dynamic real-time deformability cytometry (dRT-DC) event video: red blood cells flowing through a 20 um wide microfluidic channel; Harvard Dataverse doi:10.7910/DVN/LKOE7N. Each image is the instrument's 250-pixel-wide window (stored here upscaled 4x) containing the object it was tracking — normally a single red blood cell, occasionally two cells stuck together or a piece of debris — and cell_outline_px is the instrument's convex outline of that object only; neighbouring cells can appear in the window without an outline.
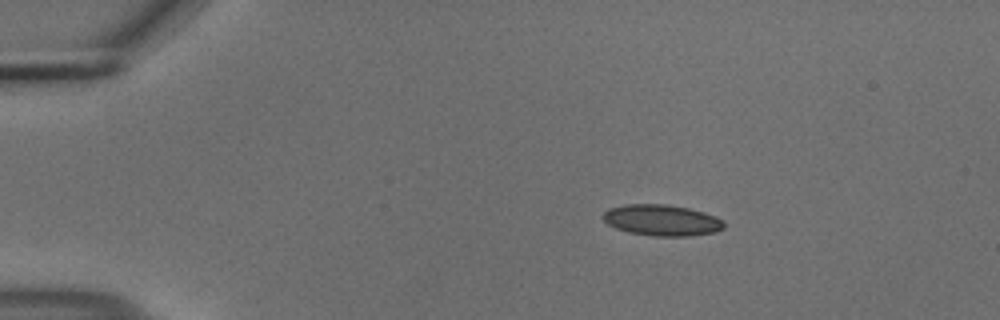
{"species": "common noctule bat (a hibernating species)", "species_latin": "Nyctalus noctula", "temperature_condition": "cold", "stored_images_in_passage": 46, "camera_frame_rate_fps": 3000, "um_per_image_px": 0.085, "animal": {"sex": "male", "body_mass_g": 18.8}, "frame": {"image": 1, "passage_image": 1, "time_ms": 0.0, "image_size_px": [1000, 320], "cell_outline_px": [[724, 228], [716, 232], [688, 236], [652, 236], [628, 232], [616, 228], [608, 224], [600, 216], [608, 208], [624, 204], [668, 204], [688, 208], [704, 212], [716, 216], [724, 220]], "centroid_in_image_um": [56.25, 18.71], "position_along_channel_um": 28.8, "area_um2": 22.2}}
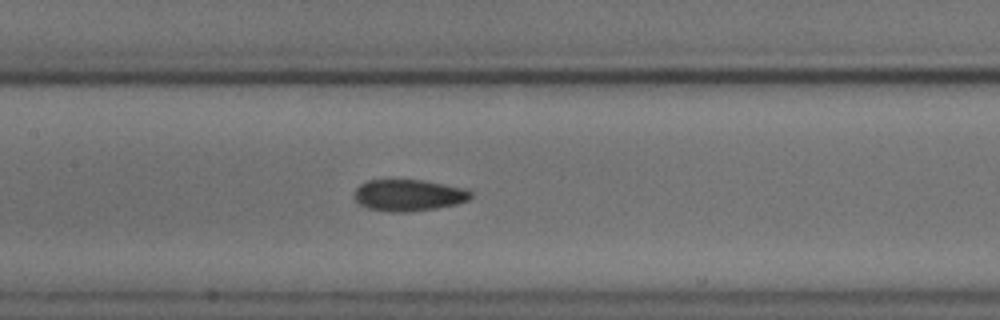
{"frame": {"image": 2, "passage_image": 18, "time_ms": 5.667, "image_size_px": [1000, 320], "cell_outline_px": [[472, 196], [468, 200], [456, 204], [436, 208], [404, 212], [392, 212], [368, 208], [356, 204], [352, 200], [352, 192], [360, 184], [368, 180], [424, 180], [468, 188], [472, 192]], "centroid_in_image_um": [34.69, 16.59], "position_along_channel_um": 172.7, "area_um2": 21.85}}
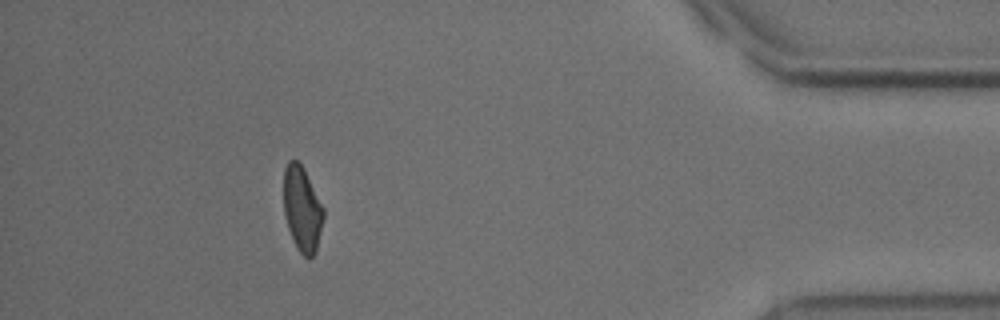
{"frame": {"image": 3, "passage_image": 41, "time_ms": 13.333, "image_size_px": [1000, 320], "cell_outline_px": [[324, 216], [316, 252], [308, 260], [296, 248], [288, 228], [284, 216], [284, 168], [288, 160], [296, 160], [304, 168], [324, 208]], "centroid_in_image_um": [25.68, 17.78], "position_along_channel_um": 409.5, "area_um2": 19.88}, "authors_computed_cell_mechanics": {"area_um2": 21.0392, "velocity_mm_per_s": 3.7135, "shape_relaxation_time_tau1_ms": 6.3468, "shape_relaxation_time_tau2_ms": 6.1101, "deformation_change_tau1": 0.1381, "deformation_change_tau2": 0.1041}}